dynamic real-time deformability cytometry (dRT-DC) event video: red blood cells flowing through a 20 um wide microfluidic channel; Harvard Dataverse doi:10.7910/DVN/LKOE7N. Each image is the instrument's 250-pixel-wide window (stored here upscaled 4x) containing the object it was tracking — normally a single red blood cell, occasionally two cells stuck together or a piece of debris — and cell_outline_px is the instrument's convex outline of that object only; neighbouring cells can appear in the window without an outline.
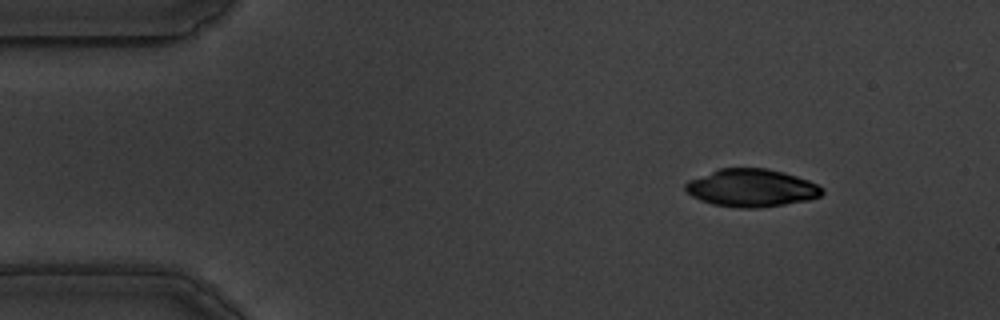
{"species": "common noctule bat (a hibernating species)", "species_latin": "Nyctalus noctula", "temperature_condition": "warm", "stored_images_in_passage": 57, "camera_frame_rate_fps": 3000, "um_per_image_px": 0.085, "animal": {"sex": "male", "body_mass_g": 19.5, "forearm_length_mm": 54.6}, "frame": {"image": 1, "passage_image": 7, "time_ms": 2.0, "image_size_px": [1000, 320], "cell_outline_px": [[824, 192], [820, 196], [808, 200], [784, 204], [756, 208], [740, 208], [712, 204], [700, 200], [692, 196], [684, 188], [684, 184], [688, 180], [720, 168], [768, 168], [784, 172], [808, 180], [824, 188]], "centroid_in_image_um": [63.87, 15.97], "position_along_channel_um": 21.1, "area_um2": 30.06}}
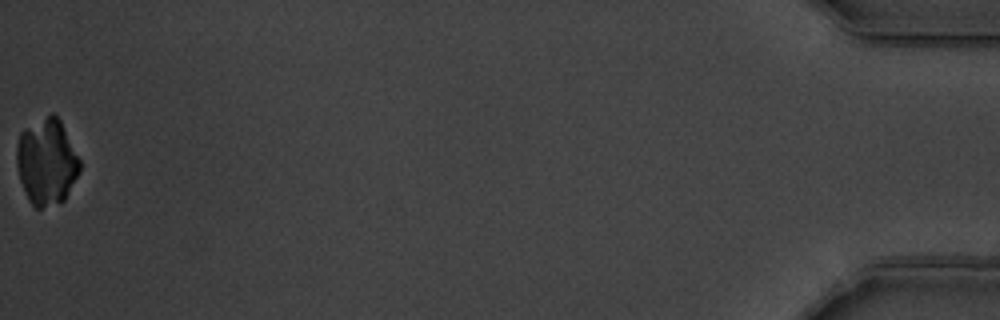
{"frame": {"image": 2, "passage_image": 57, "time_ms": 18.667, "image_size_px": [1000, 320], "cell_outline_px": [[80, 172], [64, 200], [60, 204], [40, 208], [36, 208], [28, 200], [20, 180], [16, 164], [16, 144], [20, 132], [24, 128], [52, 112], [60, 120], [80, 160]], "centroid_in_image_um": [3.95, 13.76], "position_along_channel_um": 431.3, "area_um2": 31.91}}